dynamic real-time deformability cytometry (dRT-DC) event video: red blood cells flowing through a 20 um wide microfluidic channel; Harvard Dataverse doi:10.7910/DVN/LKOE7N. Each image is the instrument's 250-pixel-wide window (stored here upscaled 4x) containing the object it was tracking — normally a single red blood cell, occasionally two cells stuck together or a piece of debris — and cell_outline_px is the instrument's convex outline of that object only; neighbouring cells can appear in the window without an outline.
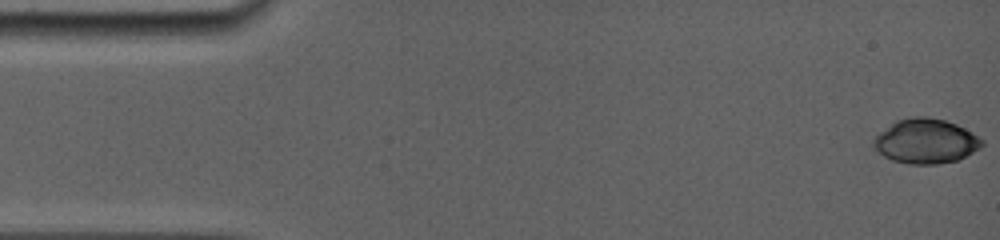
{"species": "common noctule bat (a hibernating species)", "species_latin": "Nyctalus noctula", "temperature_condition": "room temperature", "stored_images_in_passage": 8, "camera_frame_rate_fps": 5000, "um_per_image_px": 0.085, "animal": {"sex": "female", "body_mass_g": 19.0, "forearm_length_mm": 56.7}, "frame": {"image": 1, "passage_image": 1, "time_ms": 0.0, "image_size_px": [1000, 240], "cell_outline_px": [[984, 144], [980, 148], [956, 160], [936, 164], [908, 164], [892, 160], [884, 156], [872, 144], [872, 140], [880, 132], [896, 120], [912, 116], [928, 116], [944, 120], [956, 124], [972, 132], [984, 140]], "centroid_in_image_um": [78.69, 11.99], "position_along_channel_um": 6.3, "area_um2": 28.09}}
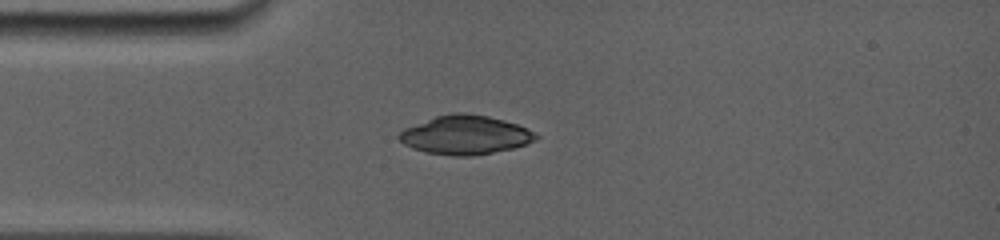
{"frame": {"image": 2, "passage_image": 7, "time_ms": 4.0, "image_size_px": [1000, 240], "cell_outline_px": [[540, 136], [536, 140], [528, 144], [512, 148], [472, 156], [452, 156], [424, 152], [412, 148], [404, 144], [396, 136], [404, 128], [436, 116], [452, 112], [464, 112], [488, 116], [504, 120], [528, 128]], "centroid_in_image_um": [39.55, 11.47], "position_along_channel_um": 45.5, "area_um2": 31.15}}